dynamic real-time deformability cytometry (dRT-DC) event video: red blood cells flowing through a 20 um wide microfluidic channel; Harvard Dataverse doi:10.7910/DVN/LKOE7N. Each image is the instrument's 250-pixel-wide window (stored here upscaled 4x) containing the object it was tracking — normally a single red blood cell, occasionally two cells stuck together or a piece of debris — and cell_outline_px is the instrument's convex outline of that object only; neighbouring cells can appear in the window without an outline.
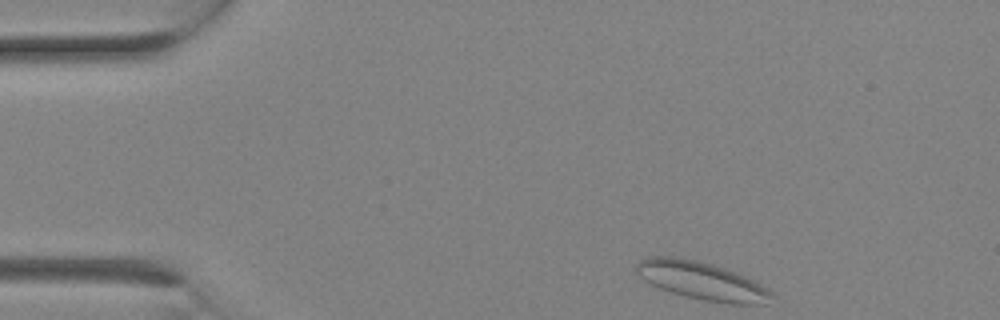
{"species": "Egyptian fruit bat (a non-hibernating species)", "species_latin": "Rousettus aegyptiacus", "temperature_condition": "room temperature", "stored_images_in_passage": 8, "camera_frame_rate_fps": 3000, "um_per_image_px": 0.085, "animal": {"sex": "female"}, "frame": {"image": 1, "passage_image": 1, "time_ms": 0.0, "image_size_px": [1000, 320], "cell_outline_px": [[776, 296], [768, 304], [728, 304], [704, 300], [684, 296], [660, 288], [644, 280], [636, 272], [636, 264], [640, 260], [648, 256], [676, 256], [696, 260], [712, 264], [724, 268], [744, 276], [768, 288]], "centroid_in_image_um": [59.67, 23.87], "position_along_channel_um": 25.3, "area_um2": 30.06}}
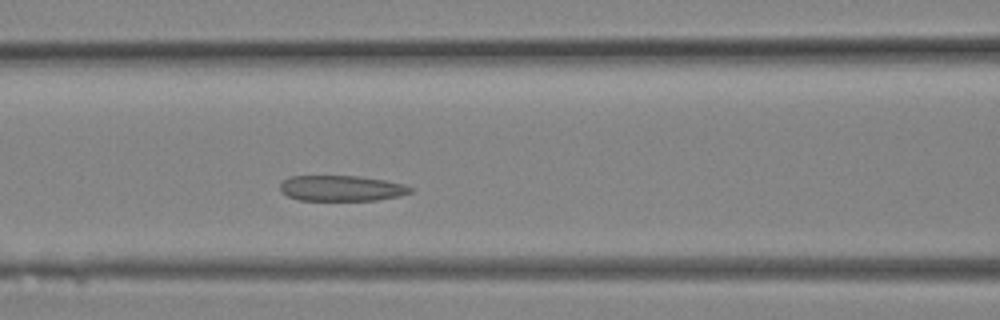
{"frame": {"image": 2, "passage_image": 8, "time_ms": 2.333, "image_size_px": [1000, 320], "cell_outline_px": [[412, 192], [400, 196], [376, 200], [300, 200], [288, 196], [280, 192], [280, 184], [288, 176], [360, 176], [384, 180], [404, 184], [412, 188]], "centroid_in_image_um": [29.01, 16.0], "position_along_channel_um": 137.6, "area_um2": 19.48}}